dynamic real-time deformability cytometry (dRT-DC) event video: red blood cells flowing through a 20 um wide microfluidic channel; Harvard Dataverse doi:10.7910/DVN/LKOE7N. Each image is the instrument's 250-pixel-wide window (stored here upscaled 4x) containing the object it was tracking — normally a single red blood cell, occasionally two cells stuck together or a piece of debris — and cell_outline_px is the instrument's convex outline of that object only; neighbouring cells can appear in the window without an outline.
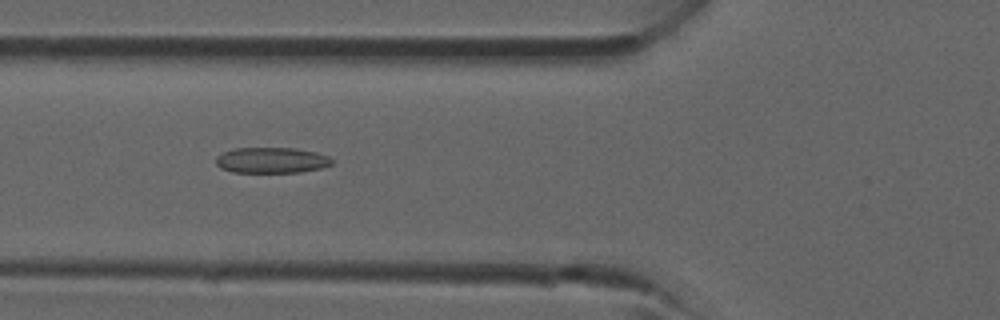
{"species": "common noctule bat (a hibernating species)", "species_latin": "Nyctalus noctula", "temperature_condition": "room temperature", "stored_images_in_passage": 34, "camera_frame_rate_fps": 3000, "um_per_image_px": 0.085, "animal": {"sex": "male", "forearm_length_mm": 52.5}, "frame": {"image": 1, "passage_image": 9, "time_ms": 2.667, "image_size_px": [1000, 320], "cell_outline_px": [[332, 164], [320, 168], [300, 172], [232, 172], [220, 168], [216, 164], [216, 156], [232, 148], [296, 148], [316, 152], [328, 156], [332, 160]], "centroid_in_image_um": [23.06, 13.61], "position_along_channel_um": 102.7, "area_um2": 17.4}}
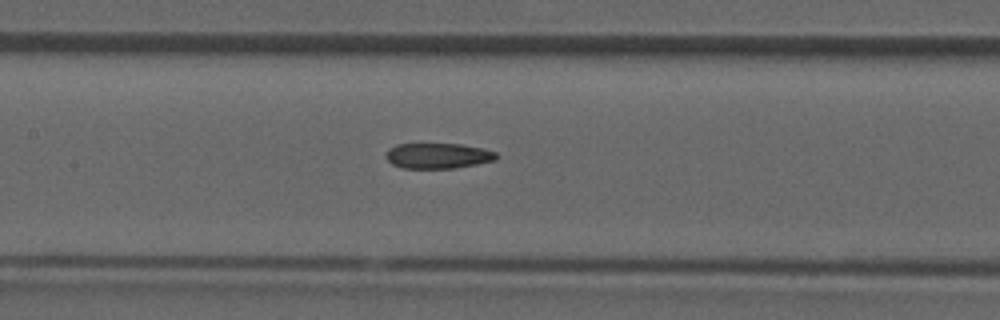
{"frame": {"image": 2, "passage_image": 13, "time_ms": 4.0, "image_size_px": [1000, 320], "cell_outline_px": [[496, 160], [476, 164], [452, 168], [400, 168], [392, 164], [384, 156], [388, 148], [396, 144], [460, 144], [484, 148], [496, 152]], "centroid_in_image_um": [37.18, 13.23], "position_along_channel_um": 170.2, "area_um2": 16.42}}
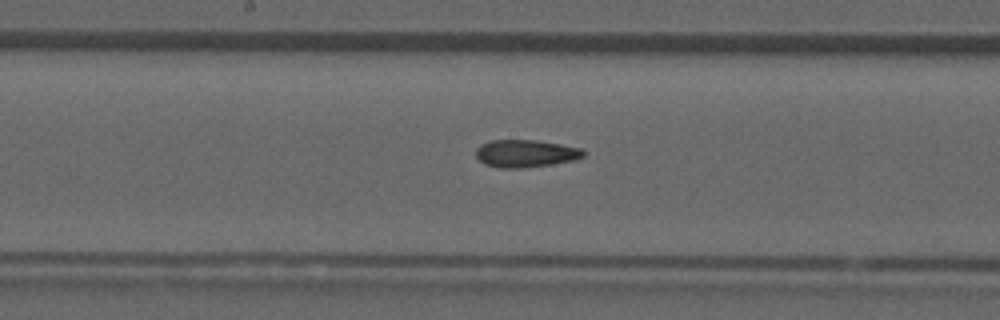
{"frame": {"image": 3, "passage_image": 15, "time_ms": 4.667, "image_size_px": [1000, 320], "cell_outline_px": [[584, 156], [572, 160], [548, 164], [520, 168], [500, 168], [484, 164], [476, 156], [476, 148], [480, 144], [492, 140], [536, 140], [560, 144], [580, 148], [584, 152]], "centroid_in_image_um": [44.62, 13.03], "position_along_channel_um": 203.6, "area_um2": 16.99}}